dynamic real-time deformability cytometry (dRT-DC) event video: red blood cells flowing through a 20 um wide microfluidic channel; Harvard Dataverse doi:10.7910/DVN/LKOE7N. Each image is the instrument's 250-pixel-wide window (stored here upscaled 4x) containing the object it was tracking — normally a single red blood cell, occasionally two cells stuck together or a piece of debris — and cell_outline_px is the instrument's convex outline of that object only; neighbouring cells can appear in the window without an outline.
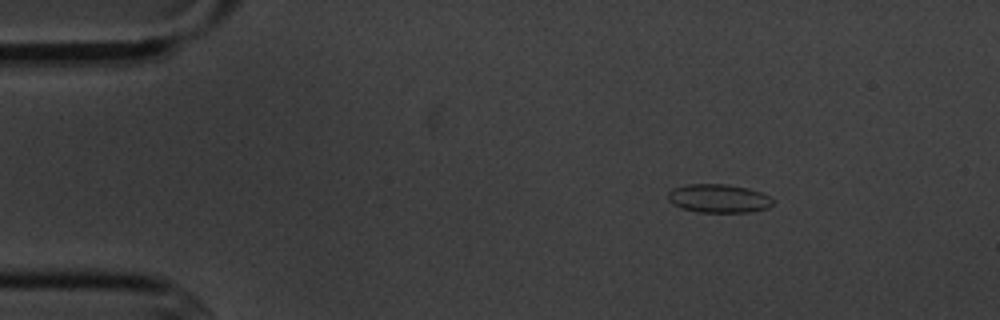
{"species": "common noctule bat (a hibernating species)", "species_latin": "Nyctalus noctula", "temperature_condition": "cold", "stored_images_in_passage": 5, "camera_frame_rate_fps": 3000, "um_per_image_px": 0.085, "animal": {"sex": "male", "body_mass_g": 20.1, "forearm_length_mm": 53.5}, "frame": {"image": 1, "passage_image": 1, "time_ms": 0.0, "image_size_px": [1000, 320], "cell_outline_px": [[772, 204], [768, 208], [748, 212], [696, 212], [672, 204], [668, 200], [668, 192], [672, 188], [688, 184], [724, 184], [748, 188], [772, 196]], "centroid_in_image_um": [61.08, 16.86], "position_along_channel_um": 23.9, "area_um2": 17.46}}
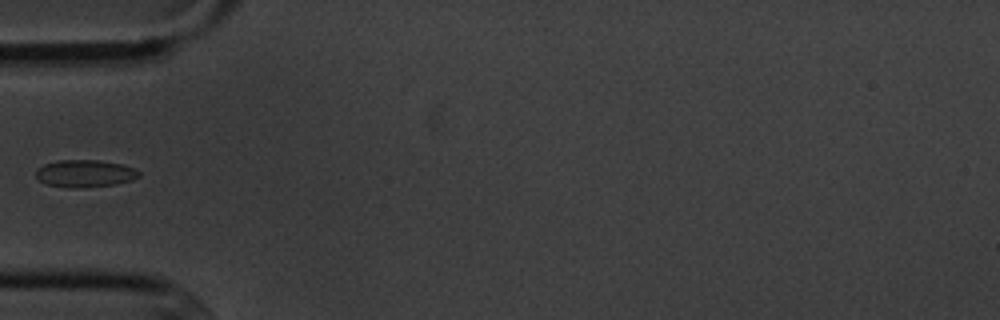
{"frame": {"image": 2, "passage_image": 4, "time_ms": 3.333, "image_size_px": [1000, 320], "cell_outline_px": [[140, 176], [132, 180], [116, 184], [84, 188], [68, 188], [48, 184], [40, 180], [36, 176], [36, 168], [44, 164], [56, 160], [100, 160], [124, 164], [136, 168], [140, 172]], "centroid_in_image_um": [7.25, 14.74], "position_along_channel_um": 77.7, "area_um2": 16.7}}
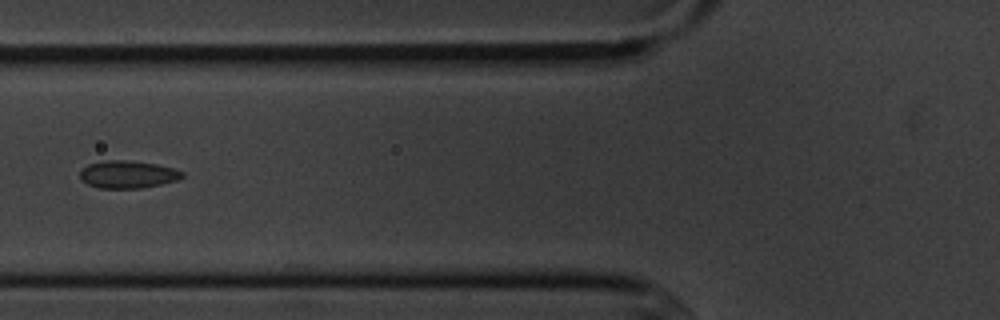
{"frame": {"image": 3, "passage_image": 5, "time_ms": 4.333, "image_size_px": [1000, 320], "cell_outline_px": [[184, 176], [176, 180], [160, 184], [140, 188], [100, 188], [88, 184], [80, 180], [80, 172], [88, 164], [104, 160], [124, 160], [156, 164], [172, 168], [184, 172]], "centroid_in_image_um": [10.83, 14.82], "position_along_channel_um": 115.0, "area_um2": 16.24}}